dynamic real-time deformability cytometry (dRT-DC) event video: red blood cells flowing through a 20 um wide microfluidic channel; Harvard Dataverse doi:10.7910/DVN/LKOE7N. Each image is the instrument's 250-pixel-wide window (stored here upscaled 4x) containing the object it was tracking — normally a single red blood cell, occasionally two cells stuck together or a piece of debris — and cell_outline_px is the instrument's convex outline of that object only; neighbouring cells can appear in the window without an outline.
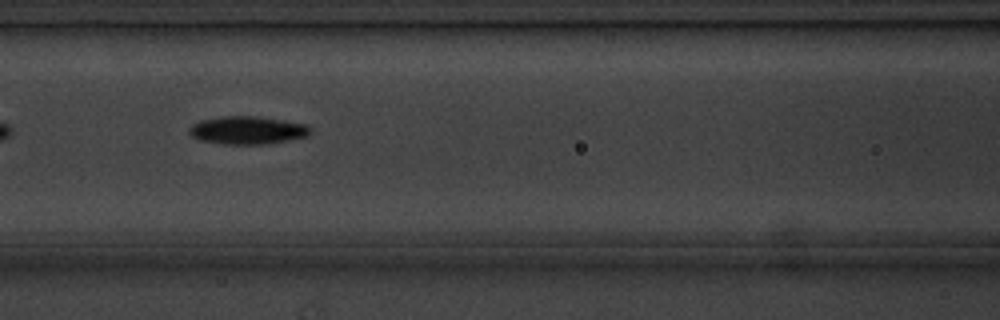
{"species": "common noctule bat (a hibernating species)", "species_latin": "Nyctalus noctula", "temperature_condition": "cold", "stored_images_in_passage": 9, "camera_frame_rate_fps": 3000, "um_per_image_px": 0.085, "animal": {"sex": "male", "body_mass_g": 20.1, "forearm_length_mm": 53.5}, "frame": {"image": 1, "passage_image": 7, "time_ms": 7.0, "image_size_px": [1000, 320], "cell_outline_px": [[312, 132], [308, 136], [288, 140], [264, 144], [224, 144], [200, 140], [192, 136], [188, 132], [188, 128], [192, 124], [200, 120], [220, 116], [256, 116], [284, 120], [308, 124]], "centroid_in_image_um": [21.03, 11.06], "position_along_channel_um": 145.6, "area_um2": 19.88}}